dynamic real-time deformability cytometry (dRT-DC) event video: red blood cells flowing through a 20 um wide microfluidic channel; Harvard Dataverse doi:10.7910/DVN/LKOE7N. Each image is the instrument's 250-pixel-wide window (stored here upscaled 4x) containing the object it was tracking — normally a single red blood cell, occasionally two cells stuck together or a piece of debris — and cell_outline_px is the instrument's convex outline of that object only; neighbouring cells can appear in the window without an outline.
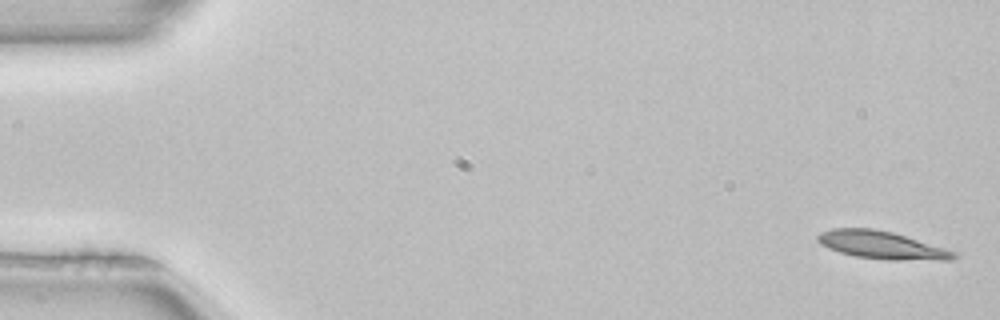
{"species": "common noctule bat (a hibernating species)", "species_latin": "Nyctalus noctula", "temperature_condition": "room temperature", "stored_images_in_passage": 4, "camera_frame_rate_fps": 3000, "um_per_image_px": 0.085, "animal": {"sex": "female", "body_mass_g": 22.7, "forearm_length_mm": 54.2}, "frame": {"image": 1, "passage_image": 1, "time_ms": 0.0, "image_size_px": [1000, 320], "cell_outline_px": [[956, 256], [952, 260], [888, 260], [856, 256], [840, 252], [828, 248], [820, 244], [816, 240], [816, 236], [820, 232], [832, 228], [876, 228], [892, 232], [944, 248], [956, 252]], "centroid_in_image_um": [74.9, 20.82], "position_along_channel_um": 10.1, "area_um2": 21.96}}
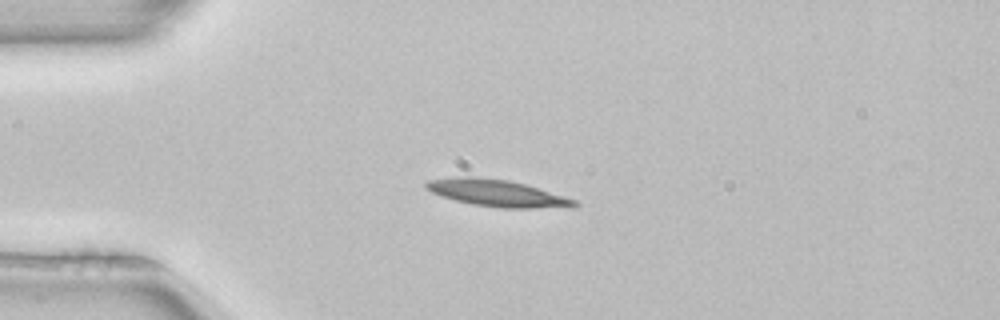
{"frame": {"image": 2, "passage_image": 3, "time_ms": 0.667, "image_size_px": [1000, 320], "cell_outline_px": [[580, 204], [572, 208], [500, 208], [472, 204], [440, 196], [424, 188], [424, 184], [428, 180], [452, 176], [476, 176], [508, 180], [524, 184], [564, 196], [576, 200]], "centroid_in_image_um": [42.23, 16.41], "position_along_channel_um": 42.8, "area_um2": 23.47}}